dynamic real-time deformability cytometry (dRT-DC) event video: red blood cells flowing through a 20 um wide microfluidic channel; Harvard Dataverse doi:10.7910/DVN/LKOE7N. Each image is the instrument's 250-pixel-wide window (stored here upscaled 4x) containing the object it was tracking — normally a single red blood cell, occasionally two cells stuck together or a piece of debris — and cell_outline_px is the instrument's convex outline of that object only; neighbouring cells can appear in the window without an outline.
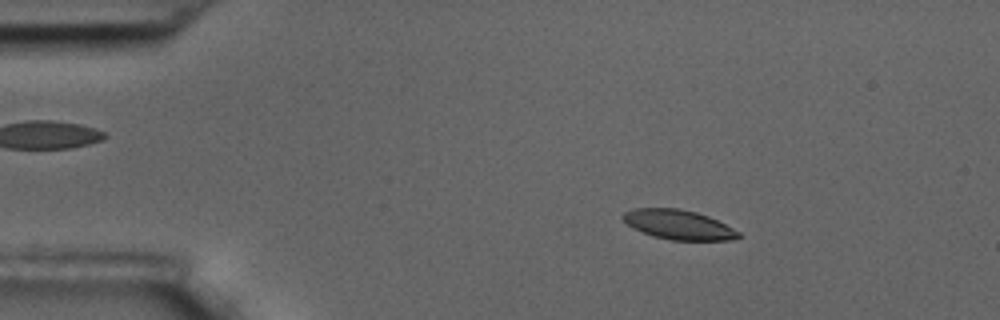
{"species": "common noctule bat (a hibernating species)", "species_latin": "Nyctalus noctula", "temperature_condition": "room temperature", "stored_images_in_passage": 4, "camera_frame_rate_fps": 3000, "um_per_image_px": 0.085, "animal": {"sex": "male", "body_mass_g": 17.5, "forearm_length_mm": 52.3}, "frame": {"image": 1, "passage_image": 2, "time_ms": 0.333, "image_size_px": [1000, 320], "cell_outline_px": [[740, 236], [732, 240], [672, 240], [652, 236], [632, 228], [620, 216], [624, 212], [632, 208], [680, 208], [696, 212], [708, 216], [740, 232]], "centroid_in_image_um": [57.63, 19.09], "position_along_channel_um": 27.4, "area_um2": 19.88}}